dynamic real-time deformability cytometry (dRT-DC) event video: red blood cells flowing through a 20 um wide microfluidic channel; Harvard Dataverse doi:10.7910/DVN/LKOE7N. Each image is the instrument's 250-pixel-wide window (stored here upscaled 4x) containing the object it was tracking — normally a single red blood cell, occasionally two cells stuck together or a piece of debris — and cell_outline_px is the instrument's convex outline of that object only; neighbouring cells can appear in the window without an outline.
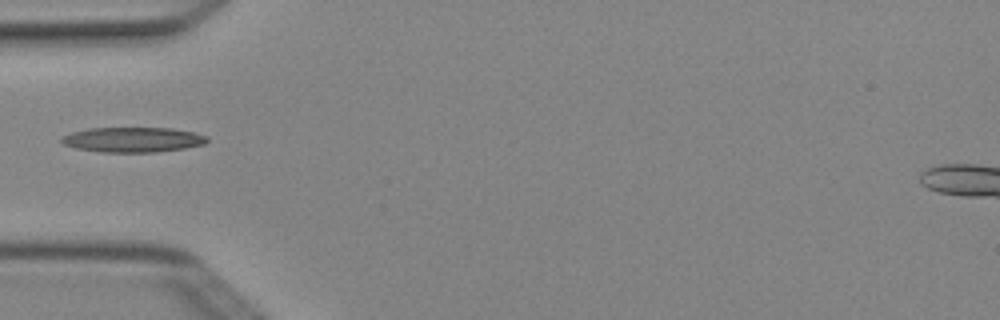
{"species": "Egyptian fruit bat (a non-hibernating species)", "species_latin": "Rousettus aegyptiacus", "temperature_condition": "cold", "stored_images_in_passage": 5, "camera_frame_rate_fps": 3000, "um_per_image_px": 0.085, "animal": {"sex": "female"}, "frame": {"image": 1, "passage_image": 5, "time_ms": 1.333, "image_size_px": [1000, 320], "cell_outline_px": [[208, 140], [204, 144], [184, 148], [156, 152], [100, 152], [76, 148], [64, 144], [60, 140], [64, 136], [72, 132], [88, 128], [172, 128], [192, 132], [208, 136]], "centroid_in_image_um": [11.3, 11.87], "position_along_channel_um": 73.7, "area_um2": 21.1}}